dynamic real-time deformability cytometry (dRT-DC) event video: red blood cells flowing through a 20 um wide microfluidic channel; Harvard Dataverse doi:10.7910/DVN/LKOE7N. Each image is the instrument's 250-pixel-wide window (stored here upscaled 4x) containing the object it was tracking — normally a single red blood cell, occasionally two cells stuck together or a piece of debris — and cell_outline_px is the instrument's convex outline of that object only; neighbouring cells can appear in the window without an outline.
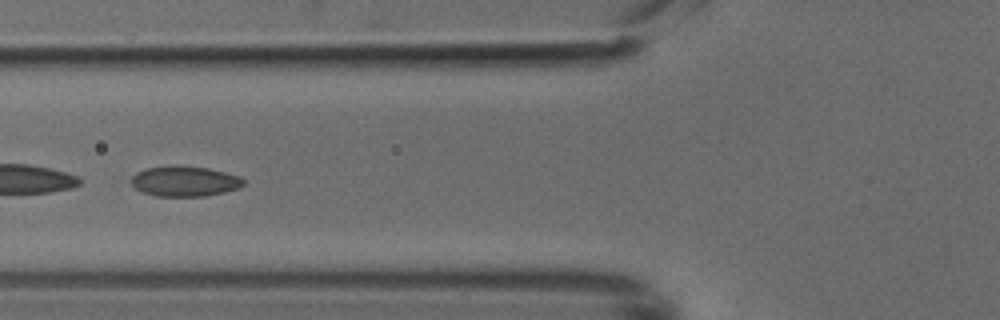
{"species": "common noctule bat (a hibernating species)", "species_latin": "Nyctalus noctula", "temperature_condition": "cold", "stored_images_in_passage": 49, "segment_of_instrument_passage": [2, 2], "camera_frame_rate_fps": 3000, "um_per_image_px": 0.085, "animal": {"sex": "male", "body_mass_g": 18.8}, "frame": {"image": 1, "passage_image": 20, "time_ms": 6.333, "image_size_px": [1000, 320], "cell_outline_px": [[244, 184], [240, 188], [224, 192], [204, 196], [156, 196], [144, 192], [136, 188], [132, 184], [132, 176], [136, 172], [148, 168], [208, 168], [240, 176], [244, 180]], "centroid_in_image_um": [15.75, 15.45], "position_along_channel_um": 110.1, "area_um2": 19.02}}
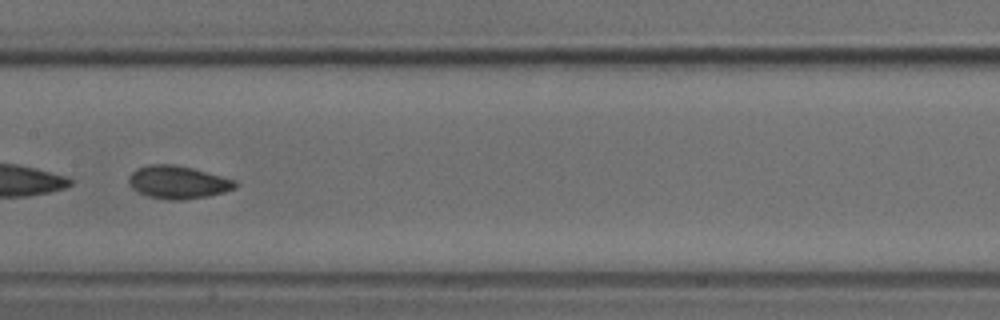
{"frame": {"image": 2, "passage_image": 26, "time_ms": 8.333, "image_size_px": [1000, 320], "cell_outline_px": [[236, 188], [224, 192], [208, 196], [184, 200], [168, 200], [148, 196], [136, 192], [128, 184], [128, 176], [136, 168], [148, 164], [172, 164], [192, 168], [236, 180]], "centroid_in_image_um": [15.08, 15.49], "position_along_channel_um": 192.3, "area_um2": 20.58}}
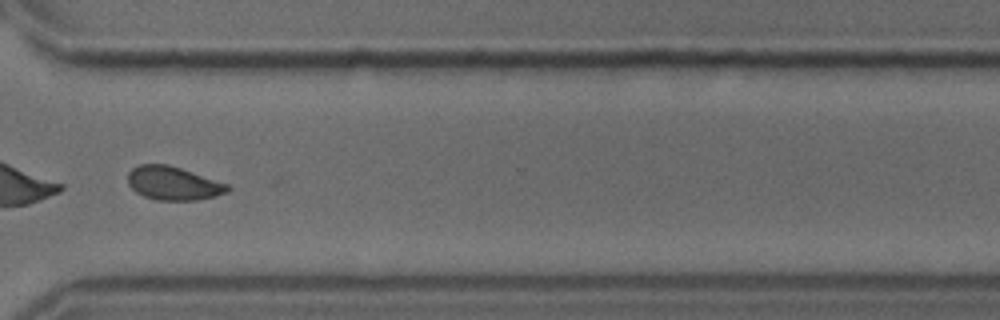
{"frame": {"image": 3, "passage_image": 38, "time_ms": 12.333, "image_size_px": [1000, 320], "cell_outline_px": [[232, 188], [228, 192], [216, 196], [200, 200], [156, 200], [144, 196], [136, 192], [128, 184], [128, 172], [132, 168], [140, 164], [168, 164], [228, 184]], "centroid_in_image_um": [14.74, 15.59], "position_along_channel_um": 355.9, "area_um2": 19.54}}